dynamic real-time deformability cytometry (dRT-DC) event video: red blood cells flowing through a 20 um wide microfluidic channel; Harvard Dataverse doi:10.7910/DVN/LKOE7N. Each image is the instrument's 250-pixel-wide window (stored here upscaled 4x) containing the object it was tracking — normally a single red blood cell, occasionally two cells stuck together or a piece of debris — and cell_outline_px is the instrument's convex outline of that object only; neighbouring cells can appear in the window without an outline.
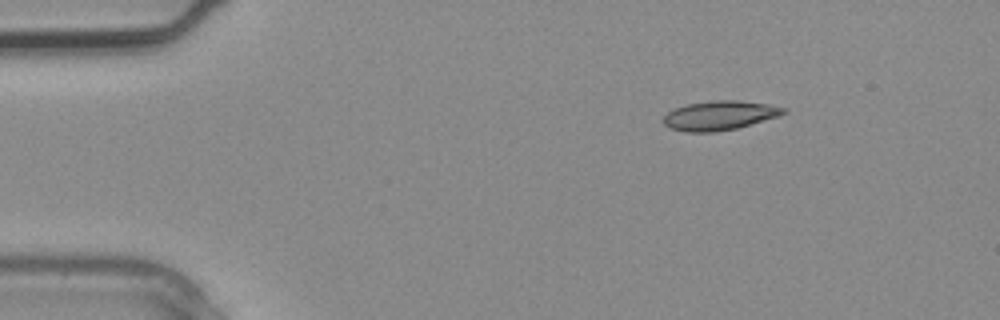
{"species": "common noctule bat (a hibernating species)", "species_latin": "Nyctalus noctula", "temperature_condition": "warm", "stored_images_in_passage": 4, "camera_frame_rate_fps": 3000, "um_per_image_px": 0.085, "animal": {"sex": "male", "body_mass_g": 20.4}, "frame": {"image": 1, "passage_image": 2, "time_ms": 0.333, "image_size_px": [1000, 320], "cell_outline_px": [[788, 112], [780, 116], [736, 128], [716, 132], [684, 132], [668, 128], [660, 120], [668, 112], [676, 108], [688, 104], [712, 100], [740, 100], [768, 104], [788, 108]], "centroid_in_image_um": [61.17, 9.82], "position_along_channel_um": 23.8, "area_um2": 20.75}}